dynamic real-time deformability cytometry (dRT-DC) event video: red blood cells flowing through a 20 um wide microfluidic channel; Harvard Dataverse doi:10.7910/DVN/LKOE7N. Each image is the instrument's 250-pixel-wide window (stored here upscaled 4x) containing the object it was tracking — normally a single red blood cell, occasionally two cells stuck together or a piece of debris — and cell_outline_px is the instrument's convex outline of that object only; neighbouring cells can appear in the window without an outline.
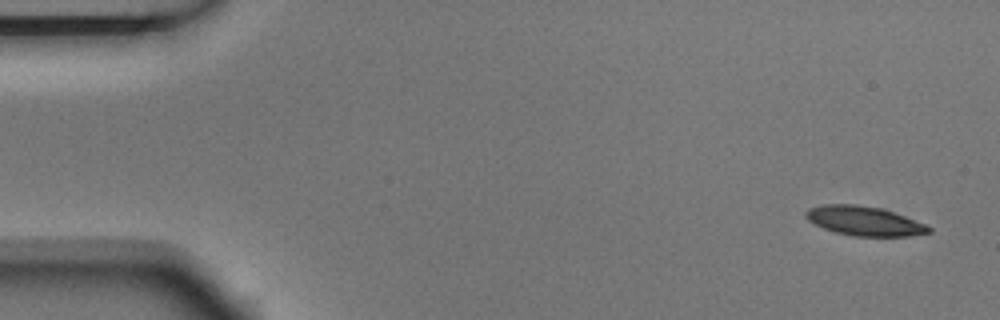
{"species": "Egyptian fruit bat (a non-hibernating species)", "species_latin": "Rousettus aegyptiacus", "temperature_condition": "room temperature", "stored_images_in_passage": 5, "segment_of_instrument_passage": [1, 2], "camera_frame_rate_fps": 3000, "um_per_image_px": 0.085, "animal": {"sex": "male"}, "frame": {"image": 1, "passage_image": 1, "time_ms": 0.0, "image_size_px": [1000, 320], "cell_outline_px": [[932, 232], [908, 236], [852, 236], [836, 232], [824, 228], [808, 220], [804, 216], [804, 212], [808, 208], [824, 204], [856, 204], [880, 208], [928, 224], [932, 228]], "centroid_in_image_um": [73.47, 18.78], "position_along_channel_um": 11.5, "area_um2": 21.04}}
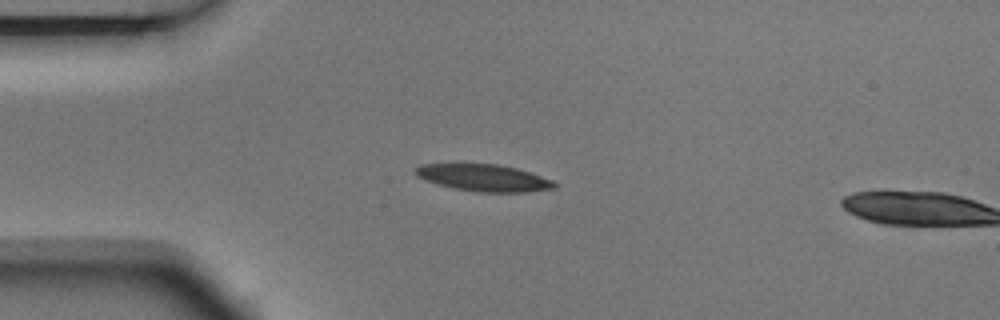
{"frame": {"image": 2, "passage_image": 4, "time_ms": 1.0, "image_size_px": [1000, 320], "cell_outline_px": [[556, 188], [528, 192], [476, 192], [452, 188], [436, 184], [416, 176], [412, 172], [412, 168], [420, 164], [456, 160], [500, 164], [516, 168], [552, 180], [556, 184]], "centroid_in_image_um": [40.95, 15.05], "position_along_channel_um": 44.1, "area_um2": 23.12}}